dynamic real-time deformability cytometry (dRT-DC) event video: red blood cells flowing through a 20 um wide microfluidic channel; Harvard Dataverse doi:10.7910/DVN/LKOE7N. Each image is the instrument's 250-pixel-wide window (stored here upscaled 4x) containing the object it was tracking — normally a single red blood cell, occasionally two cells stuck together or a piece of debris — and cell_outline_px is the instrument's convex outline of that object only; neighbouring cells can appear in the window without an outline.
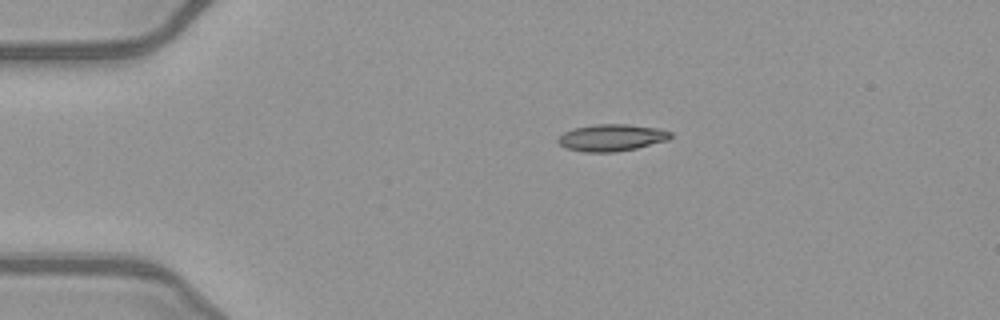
{"species": "common noctule bat (a hibernating species)", "species_latin": "Nyctalus noctula", "temperature_condition": "warm", "stored_images_in_passage": 42, "camera_frame_rate_fps": 3000, "um_per_image_px": 0.085, "animal": {"sex": "female", "body_mass_g": 21.9}, "frame": {"image": 1, "passage_image": 1, "time_ms": 0.0, "image_size_px": [1000, 320], "cell_outline_px": [[672, 136], [668, 140], [636, 148], [616, 152], [584, 152], [568, 148], [560, 144], [556, 140], [564, 132], [572, 128], [596, 124], [628, 124], [660, 128], [672, 132]], "centroid_in_image_um": [52.01, 11.69], "position_along_channel_um": 33.0, "area_um2": 17.69}}
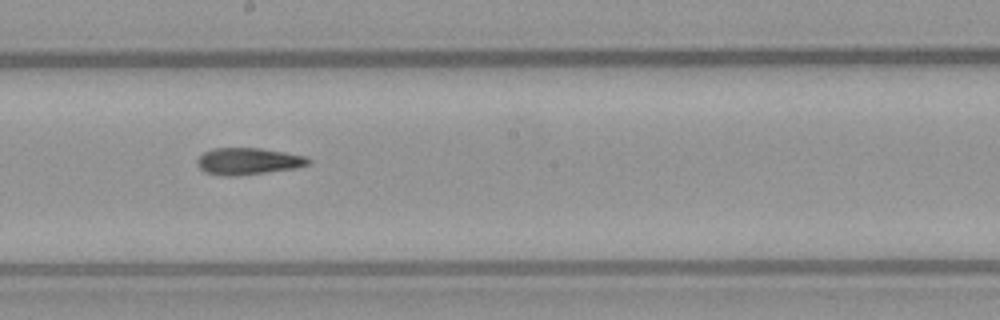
{"frame": {"image": 2, "passage_image": 19, "time_ms": 6.0, "image_size_px": [1000, 320], "cell_outline_px": [[312, 160], [308, 164], [296, 168], [236, 176], [224, 176], [204, 172], [196, 164], [196, 160], [204, 152], [212, 148], [260, 148], [308, 156]], "centroid_in_image_um": [21.09, 13.7], "position_along_channel_um": 227.1, "area_um2": 17.46}}
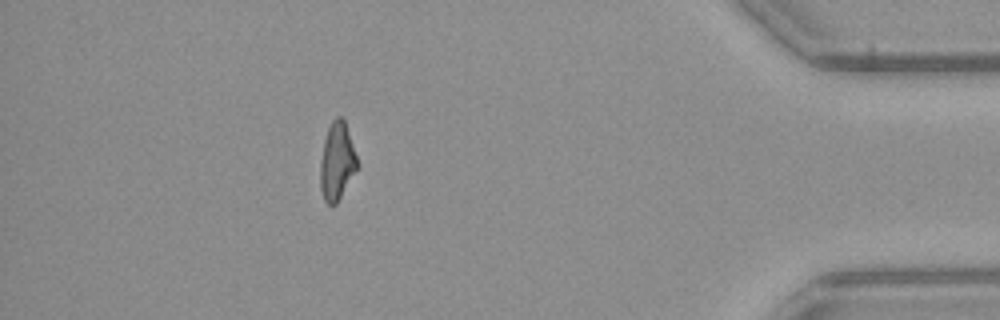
{"frame": {"image": 3, "passage_image": 36, "time_ms": 11.667, "image_size_px": [1000, 320], "cell_outline_px": [[356, 168], [336, 204], [332, 208], [324, 200], [320, 188], [320, 160], [324, 140], [328, 128], [332, 120], [336, 116], [340, 116], [344, 120], [356, 156]], "centroid_in_image_um": [28.59, 13.73], "position_along_channel_um": 406.6, "area_um2": 16.3}, "authors_computed_cell_mechanics": {"area_um2": 17.34, "velocity_mm_per_s": 4.0457, "shape_relaxation_time_tau1_ms": null, "shape_relaxation_time_tau2_ms": 4.0468, "deformation_change_tau1": null, "deformation_change_tau2": 0.1301}}